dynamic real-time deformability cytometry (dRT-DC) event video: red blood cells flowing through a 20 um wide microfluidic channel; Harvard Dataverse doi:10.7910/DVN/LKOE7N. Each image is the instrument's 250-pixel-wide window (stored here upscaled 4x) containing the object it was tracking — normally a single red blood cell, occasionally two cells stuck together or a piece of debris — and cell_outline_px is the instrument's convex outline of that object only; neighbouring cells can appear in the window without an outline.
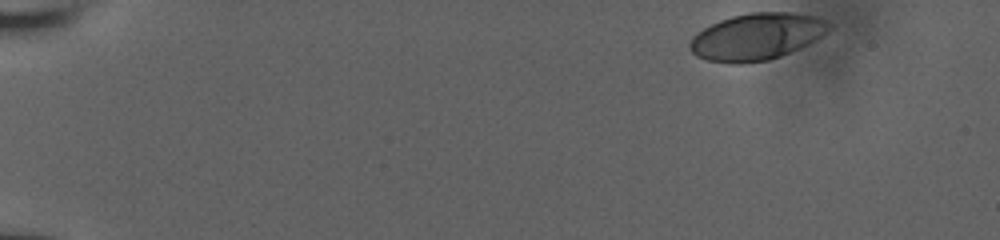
{"species": "human", "species_latin": "Homo sapiens", "temperature_condition": "room temperature", "stored_images_in_passage": 55, "camera_frame_rate_fps": 3000, "um_per_image_px": 0.085, "donor": {"sex": "male"}, "frame": {"image": 1, "passage_image": 1, "time_ms": 0.0, "image_size_px": [1000, 240], "cell_outline_px": [[832, 28], [828, 32], [816, 40], [808, 44], [780, 56], [768, 60], [740, 64], [732, 64], [708, 60], [696, 56], [688, 48], [688, 44], [692, 36], [696, 32], [720, 20], [732, 16], [748, 12], [792, 12], [812, 16], [824, 20], [832, 24]], "centroid_in_image_um": [64.3, 3.11], "position_along_channel_um": 20.7, "area_um2": 38.09}}
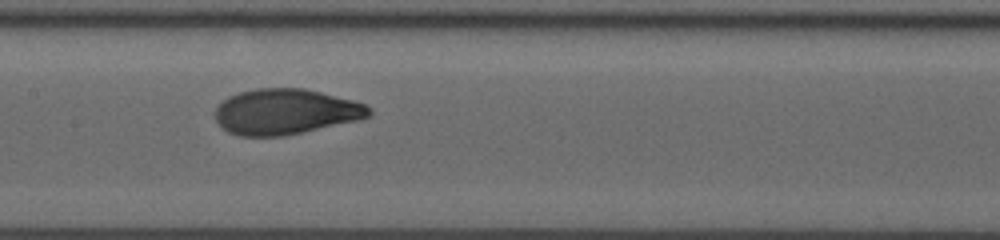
{"frame": {"image": 2, "passage_image": 32, "time_ms": 8.0, "image_size_px": [1000, 240], "cell_outline_px": [[372, 112], [368, 116], [360, 120], [284, 136], [240, 136], [228, 132], [216, 120], [216, 108], [228, 96], [240, 92], [256, 88], [304, 88], [352, 100], [364, 104], [372, 108]], "centroid_in_image_um": [24.29, 9.5], "position_along_channel_um": 183.1, "area_um2": 40.69}}
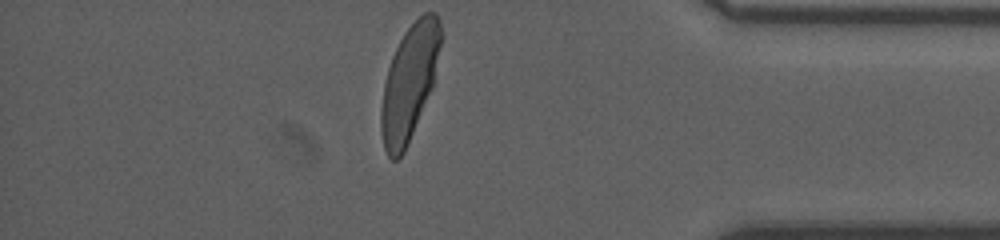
{"frame": {"image": 3, "passage_image": 55, "time_ms": 14.333, "image_size_px": [1000, 240], "cell_outline_px": [[444, 36], [432, 88], [408, 144], [404, 152], [396, 160], [392, 160], [388, 156], [384, 148], [380, 128], [380, 108], [384, 84], [388, 68], [392, 56], [404, 32], [424, 12], [436, 12], [440, 20], [444, 32]], "centroid_in_image_um": [34.82, 6.97], "position_along_channel_um": 400.4, "area_um2": 40.34}, "authors_computed_cell_mechanics": {"area_um2": 40.4022, "velocity_mm_per_s": 3.8289, "shape_relaxation_time_tau1_ms": 3.4581, "shape_relaxation_time_tau2_ms": null, "deformation_change_tau1": 0.1692, "deformation_change_tau2": null}}